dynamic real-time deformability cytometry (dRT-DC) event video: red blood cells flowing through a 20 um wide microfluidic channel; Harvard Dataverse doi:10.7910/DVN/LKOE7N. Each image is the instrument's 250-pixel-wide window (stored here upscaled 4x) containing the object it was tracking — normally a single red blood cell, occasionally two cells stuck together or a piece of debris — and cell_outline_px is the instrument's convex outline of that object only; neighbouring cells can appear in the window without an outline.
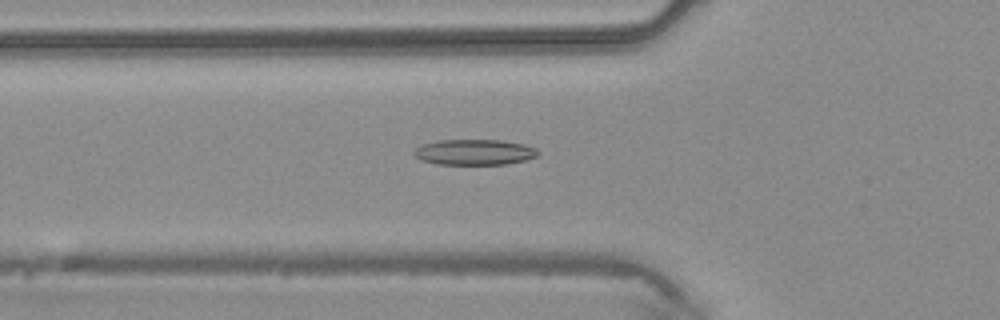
{"species": "common noctule bat (a hibernating species)", "species_latin": "Nyctalus noctula", "temperature_condition": "warm", "stored_images_in_passage": 43, "camera_frame_rate_fps": 3000, "um_per_image_px": 0.085, "animal": {"sex": "male", "body_mass_g": 20.4}, "frame": {"image": 1, "passage_image": 15, "time_ms": 4.667, "image_size_px": [1000, 320], "cell_outline_px": [[540, 152], [536, 156], [524, 160], [504, 164], [436, 164], [420, 160], [412, 152], [416, 148], [424, 144], [436, 140], [500, 140], [524, 144], [536, 148]], "centroid_in_image_um": [40.31, 12.93], "position_along_channel_um": 85.5, "area_um2": 18.44}}
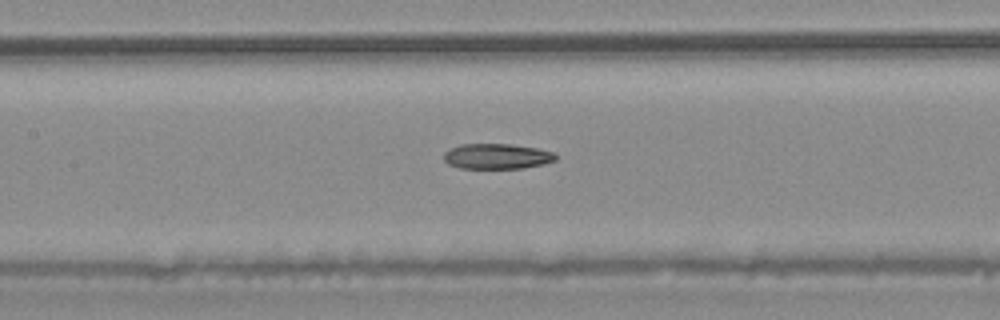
{"frame": {"image": 2, "passage_image": 20, "time_ms": 6.333, "image_size_px": [1000, 320], "cell_outline_px": [[556, 160], [544, 164], [520, 168], [460, 168], [448, 164], [444, 160], [444, 152], [448, 148], [460, 144], [512, 144], [536, 148], [556, 152]], "centroid_in_image_um": [42.22, 13.28], "position_along_channel_um": 165.2, "area_um2": 16.65}}
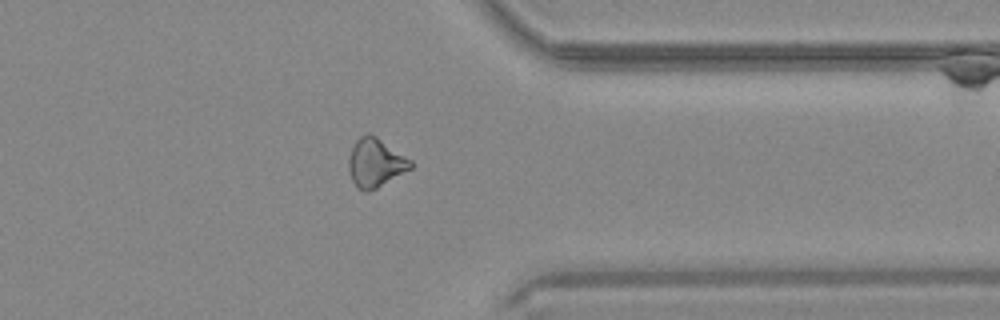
{"frame": {"image": 3, "passage_image": 34, "time_ms": 11.0, "image_size_px": [1000, 320], "cell_outline_px": [[412, 168], [376, 188], [368, 192], [364, 192], [356, 188], [352, 180], [348, 168], [348, 160], [352, 148], [356, 140], [360, 136], [368, 132], [376, 136], [412, 160]], "centroid_in_image_um": [31.9, 13.84], "position_along_channel_um": 379.5, "area_um2": 17.57}}